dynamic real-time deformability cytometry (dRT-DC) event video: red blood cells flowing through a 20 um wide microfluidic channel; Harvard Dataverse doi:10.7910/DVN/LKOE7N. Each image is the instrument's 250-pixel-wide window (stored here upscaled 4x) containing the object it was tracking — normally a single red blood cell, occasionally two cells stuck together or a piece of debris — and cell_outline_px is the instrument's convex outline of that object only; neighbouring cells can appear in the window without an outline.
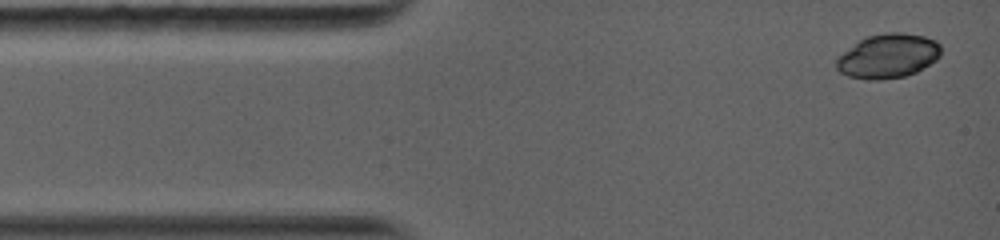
{"species": "common noctule bat (a hibernating species)", "species_latin": "Nyctalus noctula", "temperature_condition": "warm", "stored_images_in_passage": 3, "camera_frame_rate_fps": 5000, "um_per_image_px": 0.085, "animal": {"sex": "female", "body_mass_g": 19.0, "forearm_length_mm": 56.7}, "frame": {"image": 1, "passage_image": 1, "time_ms": 0.0, "image_size_px": [1000, 240], "cell_outline_px": [[940, 56], [936, 60], [916, 72], [904, 76], [880, 80], [872, 80], [848, 76], [840, 72], [836, 68], [836, 56], [864, 36], [884, 32], [904, 32], [924, 36], [936, 40], [940, 44]], "centroid_in_image_um": [75.45, 4.74], "position_along_channel_um": 9.5, "area_um2": 27.34}}
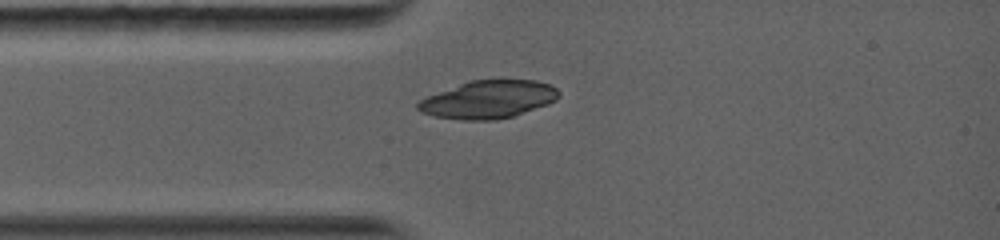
{"frame": {"image": 2, "passage_image": 3, "time_ms": 2.4, "image_size_px": [1000, 240], "cell_outline_px": [[560, 96], [556, 100], [548, 104], [512, 116], [496, 120], [460, 120], [436, 116], [420, 112], [416, 108], [416, 104], [420, 100], [428, 96], [460, 84], [472, 80], [536, 80], [548, 84], [556, 88], [560, 92]], "centroid_in_image_um": [41.52, 8.46], "position_along_channel_um": 43.5, "area_um2": 30.81}}